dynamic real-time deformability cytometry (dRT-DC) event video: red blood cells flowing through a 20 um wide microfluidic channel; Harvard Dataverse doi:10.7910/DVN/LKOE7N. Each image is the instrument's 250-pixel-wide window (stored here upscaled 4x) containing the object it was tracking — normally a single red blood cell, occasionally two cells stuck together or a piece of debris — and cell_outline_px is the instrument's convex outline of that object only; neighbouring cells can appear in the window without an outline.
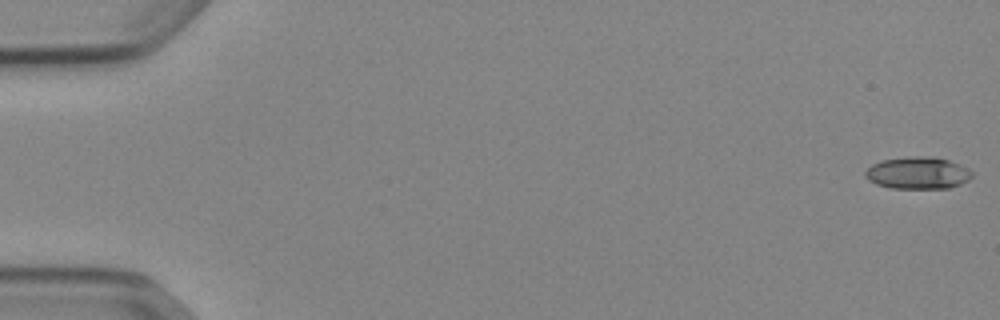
{"species": "Egyptian fruit bat (a non-hibernating species)", "species_latin": "Rousettus aegyptiacus", "temperature_condition": "cold", "stored_images_in_passage": 53, "camera_frame_rate_fps": 3000, "um_per_image_px": 0.085, "animal": {"sex": "female"}, "frame": {"image": 1, "passage_image": 1, "time_ms": 0.0, "image_size_px": [1000, 320], "cell_outline_px": [[972, 176], [968, 180], [960, 184], [948, 188], [892, 188], [876, 184], [868, 180], [864, 176], [864, 172], [872, 164], [880, 160], [908, 156], [928, 156], [948, 160], [960, 164], [968, 168], [972, 172]], "centroid_in_image_um": [77.99, 14.69], "position_along_channel_um": 7.0, "area_um2": 20.06}}
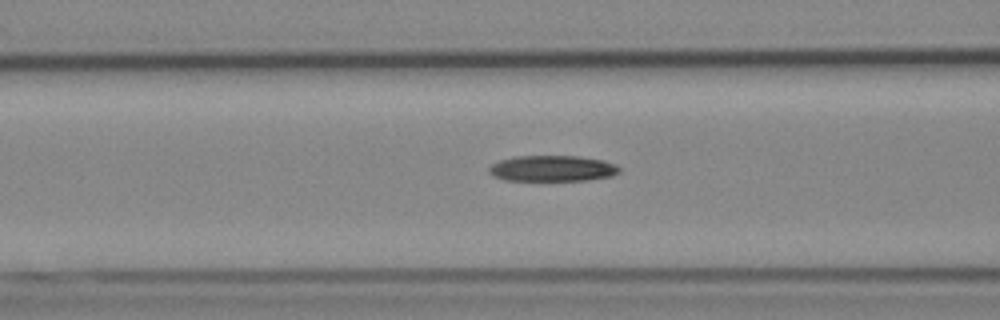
{"frame": {"image": 2, "passage_image": 22, "time_ms": 7.0, "image_size_px": [1000, 320], "cell_outline_px": [[620, 172], [612, 176], [588, 180], [504, 180], [492, 176], [488, 172], [488, 168], [492, 164], [500, 160], [512, 156], [576, 156], [604, 160], [616, 164], [620, 168]], "centroid_in_image_um": [46.94, 14.31], "position_along_channel_um": 119.7, "area_um2": 19.83}}
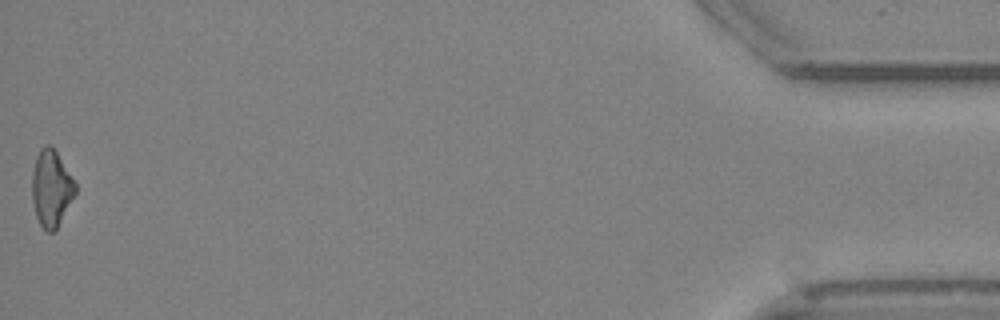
{"frame": {"image": 3, "passage_image": 53, "time_ms": 17.333, "image_size_px": [1000, 320], "cell_outline_px": [[76, 192], [56, 228], [52, 232], [48, 232], [40, 224], [36, 216], [32, 200], [32, 172], [36, 156], [40, 148], [44, 144], [48, 144], [56, 152], [76, 184]], "centroid_in_image_um": [4.33, 15.99], "position_along_channel_um": 430.9, "area_um2": 18.9}, "authors_computed_cell_mechanics": {"area_um2": 20.0566, "velocity_mm_per_s": 3.8982, "shape_relaxation_time_tau1_ms": 5.749, "shape_relaxation_time_tau2_ms": null, "deformation_change_tau1": 0.158, "deformation_change_tau2": null}}